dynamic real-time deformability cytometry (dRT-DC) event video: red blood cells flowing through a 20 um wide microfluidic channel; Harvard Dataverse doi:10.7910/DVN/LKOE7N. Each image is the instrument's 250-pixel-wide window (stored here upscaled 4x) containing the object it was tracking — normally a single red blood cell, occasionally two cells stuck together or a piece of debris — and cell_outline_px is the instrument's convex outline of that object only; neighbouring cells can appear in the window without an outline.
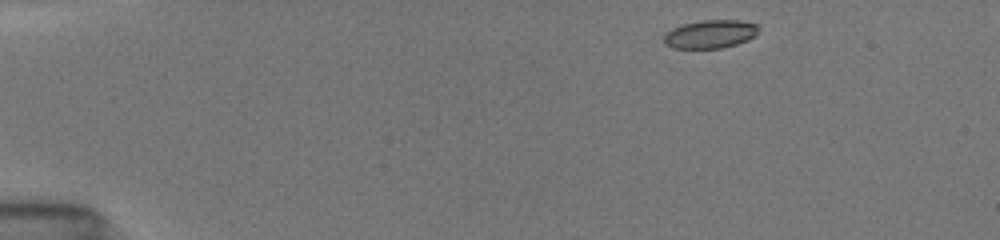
{"species": "common noctule bat (a hibernating species)", "species_latin": "Nyctalus noctula", "temperature_condition": "room temperature", "stored_images_in_passage": 46, "camera_frame_rate_fps": 3000, "um_per_image_px": 0.085, "animal": {"sex": "female", "body_mass_g": 19.5, "forearm_length_mm": 54.1}, "frame": {"image": 1, "passage_image": 1, "time_ms": 0.0, "image_size_px": [1000, 240], "cell_outline_px": [[760, 28], [756, 36], [748, 40], [736, 44], [720, 48], [672, 48], [664, 44], [664, 32], [672, 28], [684, 24], [704, 20], [736, 20], [760, 24]], "centroid_in_image_um": [60.39, 2.9], "position_along_channel_um": 24.6, "area_um2": 15.78}}
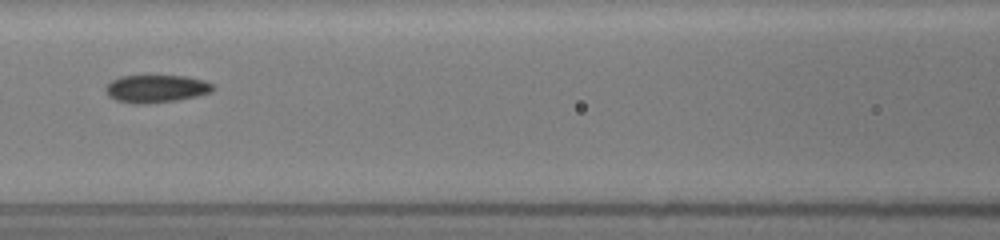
{"frame": {"image": 2, "passage_image": 18, "time_ms": 5.667, "image_size_px": [1000, 240], "cell_outline_px": [[216, 88], [212, 92], [196, 96], [176, 100], [148, 104], [136, 104], [116, 100], [108, 96], [104, 92], [104, 88], [112, 80], [120, 76], [184, 76], [204, 80], [212, 84]], "centroid_in_image_um": [13.26, 7.54], "position_along_channel_um": 153.3, "area_um2": 17.4}}
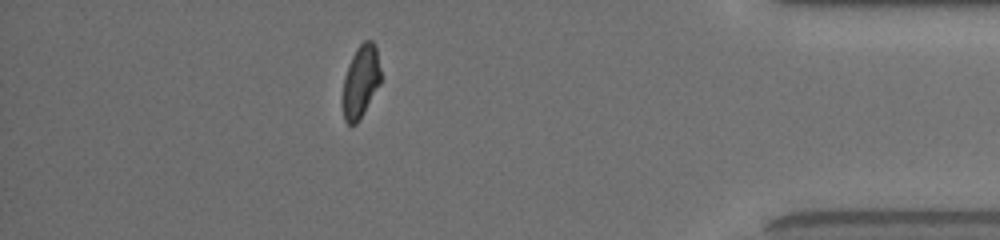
{"frame": {"image": 3, "passage_image": 40, "time_ms": 13.0, "image_size_px": [1000, 240], "cell_outline_px": [[380, 84], [356, 124], [348, 124], [344, 120], [340, 100], [344, 76], [348, 64], [356, 48], [364, 40], [372, 40], [376, 44], [380, 68]], "centroid_in_image_um": [30.62, 6.91], "position_along_channel_um": 404.6, "area_um2": 16.42}, "authors_computed_cell_mechanics": {"area_um2": 17.051, "velocity_mm_per_s": 3.9147, "shape_relaxation_time_tau1_ms": 6.0933, "shape_relaxation_time_tau2_ms": 1.8909, "deformation_change_tau1": 0.1713, "deformation_change_tau2": 0.06}}